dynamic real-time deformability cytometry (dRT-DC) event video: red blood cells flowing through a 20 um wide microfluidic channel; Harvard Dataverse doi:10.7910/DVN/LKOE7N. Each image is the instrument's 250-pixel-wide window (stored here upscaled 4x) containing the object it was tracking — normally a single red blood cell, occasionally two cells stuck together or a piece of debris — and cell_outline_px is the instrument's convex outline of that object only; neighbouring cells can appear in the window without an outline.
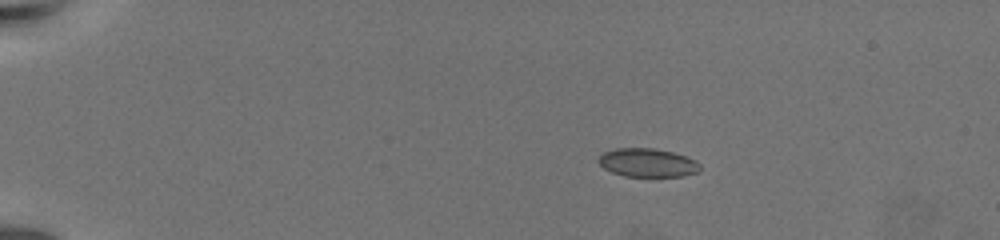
{"species": "common noctule bat (a hibernating species)", "species_latin": "Nyctalus noctula", "temperature_condition": "warm", "stored_images_in_passage": 54, "camera_frame_rate_fps": 3000, "um_per_image_px": 0.085, "animal": {"sex": "female", "body_mass_g": 19.5, "forearm_length_mm": 54.1}, "frame": {"image": 1, "passage_image": 1, "time_ms": 0.0, "image_size_px": [1000, 240], "cell_outline_px": [[700, 168], [696, 172], [684, 176], [624, 176], [612, 172], [604, 168], [596, 160], [604, 152], [616, 148], [656, 148], [672, 152], [696, 160], [700, 164]], "centroid_in_image_um": [55.02, 13.82], "position_along_channel_um": 30.0, "area_um2": 16.82}}
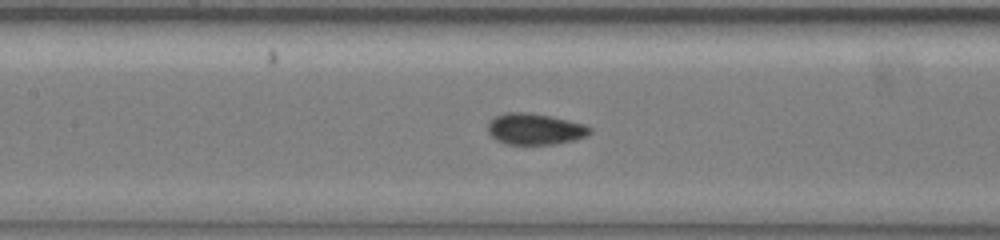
{"frame": {"image": 2, "passage_image": 22, "time_ms": 7.0, "image_size_px": [1000, 240], "cell_outline_px": [[592, 132], [576, 140], [556, 144], [504, 144], [496, 140], [488, 132], [488, 124], [496, 116], [508, 112], [524, 112], [548, 116], [584, 124], [592, 128]], "centroid_in_image_um": [45.47, 10.98], "position_along_channel_um": 161.9, "area_um2": 18.38}}
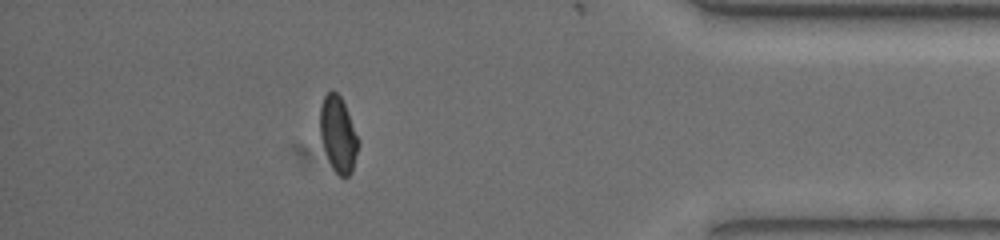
{"frame": {"image": 3, "passage_image": 47, "time_ms": 15.333, "image_size_px": [1000, 240], "cell_outline_px": [[360, 144], [352, 172], [348, 176], [340, 176], [332, 168], [328, 160], [320, 136], [320, 108], [324, 96], [332, 88], [340, 96], [344, 104], [360, 140]], "centroid_in_image_um": [28.75, 11.42], "position_along_channel_um": 406.4, "area_um2": 16.99}, "authors_computed_cell_mechanics": {"area_um2": 17.5423, "velocity_mm_per_s": 3.3062, "shape_relaxation_time_tau1_ms": null, "shape_relaxation_time_tau2_ms": 0.9127, "deformation_change_tau1": null, "deformation_change_tau2": 0.0471}}